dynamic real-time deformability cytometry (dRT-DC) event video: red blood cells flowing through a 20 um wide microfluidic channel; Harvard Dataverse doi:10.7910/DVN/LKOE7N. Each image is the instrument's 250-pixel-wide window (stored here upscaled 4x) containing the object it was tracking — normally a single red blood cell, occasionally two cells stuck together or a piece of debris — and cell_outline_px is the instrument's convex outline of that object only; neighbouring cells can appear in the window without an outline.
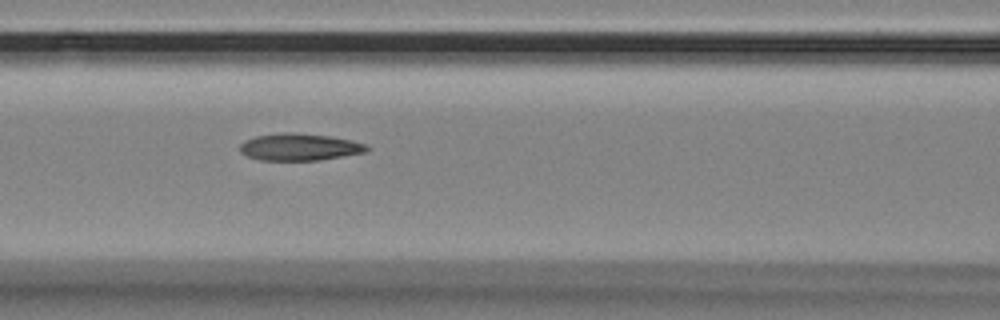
{"species": "Egyptian fruit bat (a non-hibernating species)", "species_latin": "Rousettus aegyptiacus", "temperature_condition": "room temperature", "stored_images_in_passage": 6, "camera_frame_rate_fps": 3000, "um_per_image_px": 0.085, "animal": {"sex": "female"}, "frame": {"image": 1, "passage_image": 4, "time_ms": 1.0, "image_size_px": [1000, 320], "cell_outline_px": [[368, 148], [364, 152], [320, 160], [260, 160], [248, 156], [240, 152], [240, 144], [244, 140], [256, 136], [284, 132], [292, 132], [332, 136], [352, 140], [364, 144]], "centroid_in_image_um": [25.42, 12.49], "position_along_channel_um": 141.2, "area_um2": 19.88}}
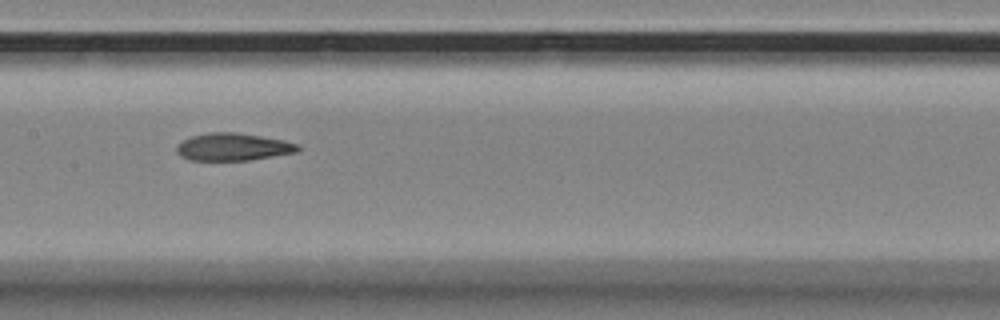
{"frame": {"image": 2, "passage_image": 5, "time_ms": 1.333, "image_size_px": [1000, 320], "cell_outline_px": [[300, 152], [248, 160], [188, 160], [180, 156], [176, 152], [176, 148], [184, 140], [192, 136], [208, 132], [236, 132], [284, 140], [300, 144]], "centroid_in_image_um": [19.85, 12.49], "position_along_channel_um": 187.6, "area_um2": 19.48}}
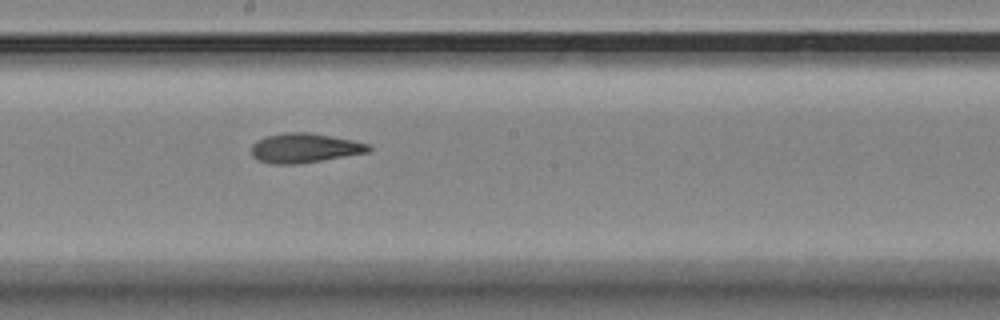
{"frame": {"image": 3, "passage_image": 6, "time_ms": 1.667, "image_size_px": [1000, 320], "cell_outline_px": [[372, 148], [368, 152], [296, 164], [272, 164], [260, 160], [252, 156], [252, 144], [256, 140], [268, 136], [284, 132], [308, 132], [332, 136], [352, 140], [368, 144]], "centroid_in_image_um": [25.86, 12.57], "position_along_channel_um": 222.3, "area_um2": 19.88}}